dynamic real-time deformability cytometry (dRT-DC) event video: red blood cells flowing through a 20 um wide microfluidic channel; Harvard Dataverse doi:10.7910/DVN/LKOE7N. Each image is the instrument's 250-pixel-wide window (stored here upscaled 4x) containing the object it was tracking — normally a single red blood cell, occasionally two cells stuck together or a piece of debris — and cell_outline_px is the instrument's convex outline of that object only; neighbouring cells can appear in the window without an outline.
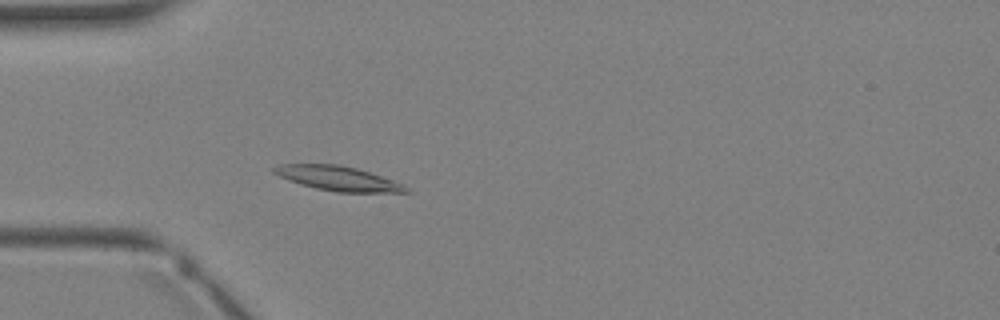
{"species": "Egyptian fruit bat (a non-hibernating species)", "species_latin": "Rousettus aegyptiacus", "temperature_condition": "warm", "stored_images_in_passage": 2, "camera_frame_rate_fps": 3000, "um_per_image_px": 0.085, "animal": {"sex": "female"}, "frame": {"image": 1, "passage_image": 2, "time_ms": 1.333, "image_size_px": [1000, 320], "cell_outline_px": [[412, 192], [336, 192], [316, 188], [300, 184], [288, 180], [272, 172], [272, 168], [280, 164], [340, 164], [356, 168], [404, 184]], "centroid_in_image_um": [28.71, 15.16], "position_along_channel_um": 56.3, "area_um2": 18.73}}